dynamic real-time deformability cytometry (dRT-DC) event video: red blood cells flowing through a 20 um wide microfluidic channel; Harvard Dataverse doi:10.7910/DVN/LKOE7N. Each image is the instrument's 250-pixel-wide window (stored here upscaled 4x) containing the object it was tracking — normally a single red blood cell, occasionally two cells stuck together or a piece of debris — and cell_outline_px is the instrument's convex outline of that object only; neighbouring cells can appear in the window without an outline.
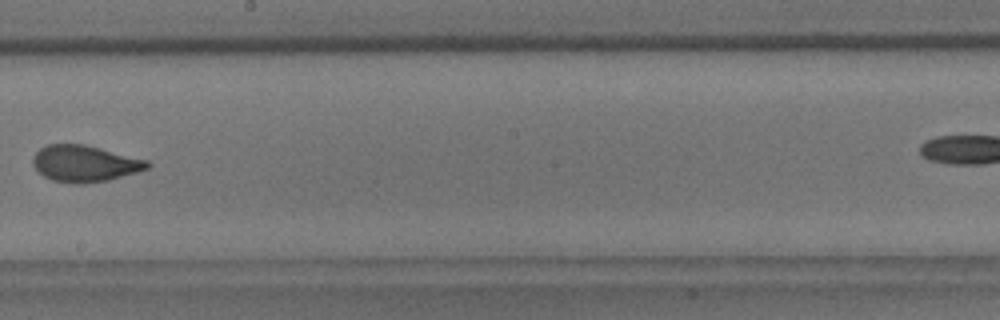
{"species": "common noctule bat (a hibernating species)", "species_latin": "Nyctalus noctula", "temperature_condition": "room temperature", "stored_images_in_passage": 8, "camera_frame_rate_fps": 3000, "um_per_image_px": 0.085, "animal": {"sex": "male", "body_mass_g": 18.8}, "frame": {"image": 1, "passage_image": 7, "time_ms": 2.0, "image_size_px": [1000, 320], "cell_outline_px": [[152, 164], [148, 168], [136, 172], [108, 180], [80, 184], [76, 184], [52, 180], [44, 176], [32, 164], [32, 156], [40, 148], [48, 144], [84, 144], [148, 160]], "centroid_in_image_um": [7.19, 13.9], "position_along_channel_um": 241.0, "area_um2": 24.22}}